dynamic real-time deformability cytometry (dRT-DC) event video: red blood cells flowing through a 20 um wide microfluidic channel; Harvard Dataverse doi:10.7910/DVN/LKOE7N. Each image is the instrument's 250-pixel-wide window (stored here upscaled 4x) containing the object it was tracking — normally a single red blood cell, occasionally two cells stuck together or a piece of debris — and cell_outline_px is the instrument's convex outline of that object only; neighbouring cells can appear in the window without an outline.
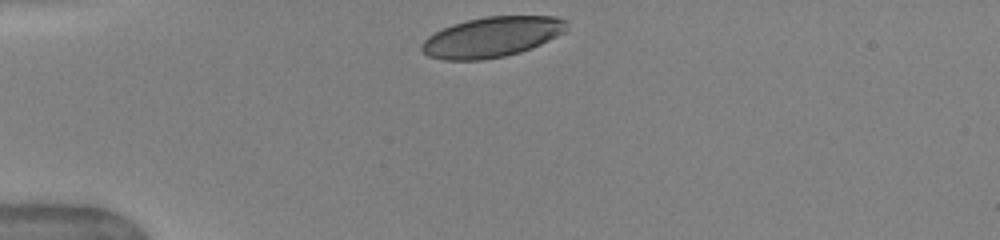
{"species": "human", "species_latin": "Homo sapiens", "temperature_condition": "warm", "stored_images_in_passage": 31, "camera_frame_rate_fps": 3000, "um_per_image_px": 0.085, "donor": {"sex": "female"}, "frame": {"image": 1, "passage_image": 1, "time_ms": 0.0, "image_size_px": [1000, 240], "cell_outline_px": [[568, 20], [564, 32], [532, 48], [520, 52], [504, 56], [480, 60], [444, 60], [428, 56], [420, 48], [420, 44], [428, 36], [452, 24], [484, 16], [556, 16]], "centroid_in_image_um": [41.8, 3.14], "position_along_channel_um": 43.2, "area_um2": 33.93}}
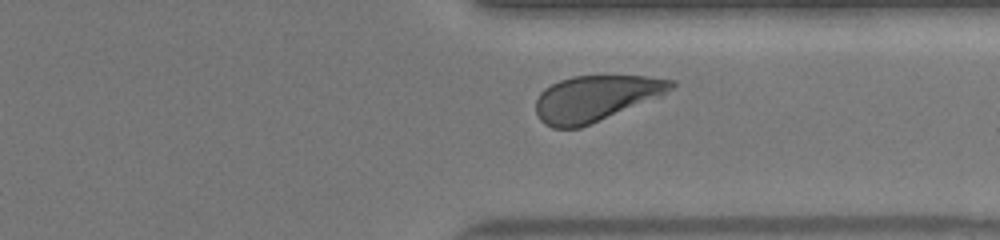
{"frame": {"image": 2, "passage_image": 27, "time_ms": 8.667, "image_size_px": [1000, 240], "cell_outline_px": [[676, 84], [664, 96], [580, 128], [552, 128], [544, 124], [540, 120], [536, 112], [536, 100], [540, 92], [544, 88], [560, 80], [572, 76], [648, 76], [676, 80]], "centroid_in_image_um": [50.67, 8.36], "position_along_channel_um": 360.7, "area_um2": 36.47}, "authors_computed_cell_mechanics": {"area_um2": 37.2232, "velocity_mm_per_s": 4.0502, "shape_relaxation_time_tau1_ms": 2.3138, "shape_relaxation_time_tau2_ms": null, "deformation_change_tau1": 0.1479, "deformation_change_tau2": null}}